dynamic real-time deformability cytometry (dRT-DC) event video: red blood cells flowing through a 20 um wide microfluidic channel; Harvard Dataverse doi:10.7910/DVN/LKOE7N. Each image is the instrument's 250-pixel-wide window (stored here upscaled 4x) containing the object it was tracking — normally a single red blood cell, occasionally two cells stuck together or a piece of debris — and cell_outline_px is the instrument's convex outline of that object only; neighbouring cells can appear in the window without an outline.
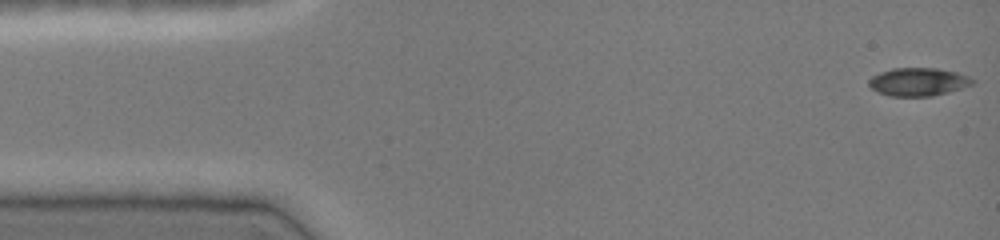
{"species": "common noctule bat (a hibernating species)", "species_latin": "Nyctalus noctula", "temperature_condition": "cold", "stored_images_in_passage": 46, "camera_frame_rate_fps": 3000, "um_per_image_px": 0.085, "animal": {"sex": "female", "body_mass_g": 19.0, "forearm_length_mm": 51.5}, "frame": {"image": 1, "passage_image": 1, "time_ms": 0.0, "image_size_px": [1000, 240], "cell_outline_px": [[976, 80], [972, 84], [948, 92], [932, 96], [888, 96], [876, 92], [868, 84], [868, 80], [872, 76], [880, 72], [892, 68], [936, 68], [956, 72], [968, 76]], "centroid_in_image_um": [78.01, 6.96], "position_along_channel_um": 7.0, "area_um2": 16.99}}
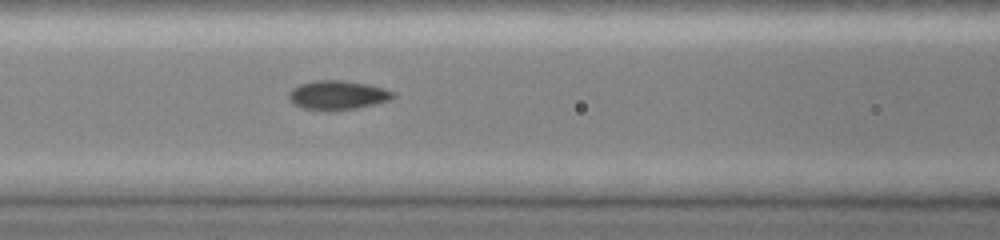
{"frame": {"image": 2, "passage_image": 19, "time_ms": 6.0, "image_size_px": [1000, 240], "cell_outline_px": [[396, 96], [388, 100], [376, 104], [356, 108], [328, 112], [304, 108], [288, 100], [288, 92], [292, 88], [300, 84], [316, 80], [344, 80], [368, 84], [384, 88], [396, 92]], "centroid_in_image_um": [28.7, 8.09], "position_along_channel_um": 137.9, "area_um2": 17.98}}
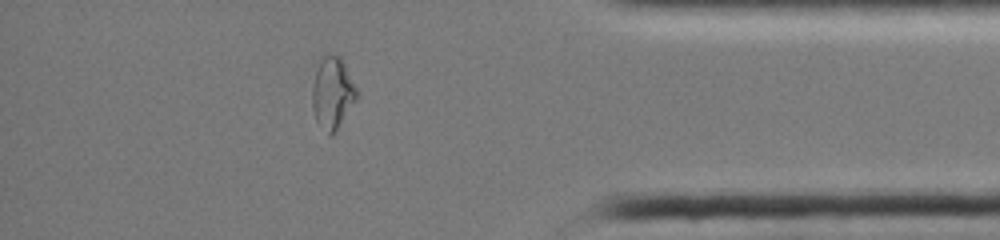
{"frame": {"image": 3, "passage_image": 40, "time_ms": 13.0, "image_size_px": [1000, 240], "cell_outline_px": [[356, 100], [336, 132], [332, 136], [328, 136], [316, 120], [312, 108], [312, 88], [320, 56], [324, 52], [340, 56], [356, 88]], "centroid_in_image_um": [28.23, 7.91], "position_along_channel_um": 407.0, "area_um2": 18.67}}